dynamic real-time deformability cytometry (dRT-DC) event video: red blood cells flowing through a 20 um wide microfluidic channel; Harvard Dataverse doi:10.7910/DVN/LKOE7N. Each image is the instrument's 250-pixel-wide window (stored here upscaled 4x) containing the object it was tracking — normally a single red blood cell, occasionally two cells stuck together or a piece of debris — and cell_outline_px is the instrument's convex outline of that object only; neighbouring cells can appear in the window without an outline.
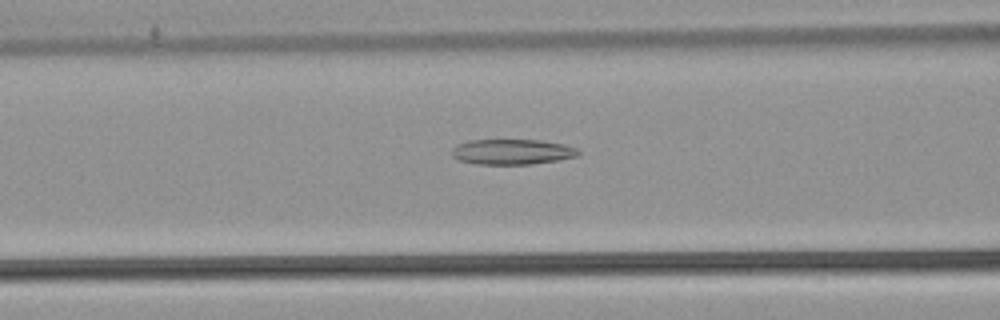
{"species": "common noctule bat (a hibernating species)", "species_latin": "Nyctalus noctula", "temperature_condition": "warm", "stored_images_in_passage": 49, "camera_frame_rate_fps": 3000, "um_per_image_px": 0.085, "animal": {"sex": "male", "body_mass_g": 21.5, "forearm_length_mm": 52.0}, "frame": {"image": 1, "passage_image": 18, "time_ms": 5.667, "image_size_px": [1000, 320], "cell_outline_px": [[580, 152], [576, 156], [560, 160], [532, 164], [476, 164], [460, 160], [452, 156], [452, 148], [456, 144], [468, 140], [540, 140], [564, 144], [576, 148]], "centroid_in_image_um": [43.52, 12.9], "position_along_channel_um": 123.1, "area_um2": 18.73}}
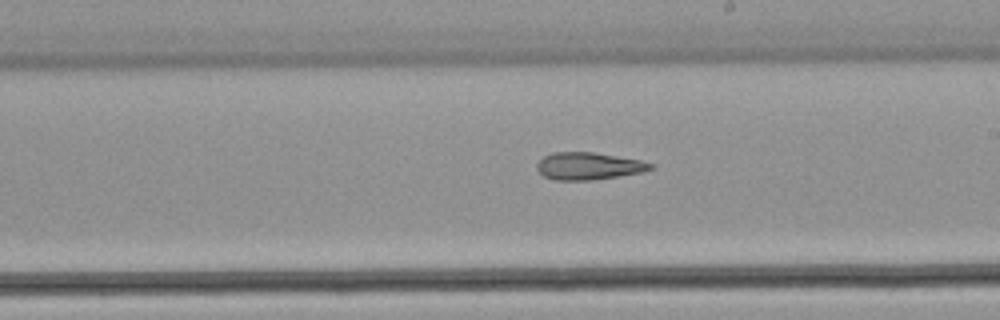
{"frame": {"image": 2, "passage_image": 27, "time_ms": 8.667, "image_size_px": [1000, 320], "cell_outline_px": [[656, 164], [652, 168], [640, 172], [592, 180], [556, 180], [544, 176], [536, 168], [536, 164], [544, 156], [552, 152], [592, 152], [640, 160]], "centroid_in_image_um": [50.0, 14.11], "position_along_channel_um": 239.0, "area_um2": 17.86}}
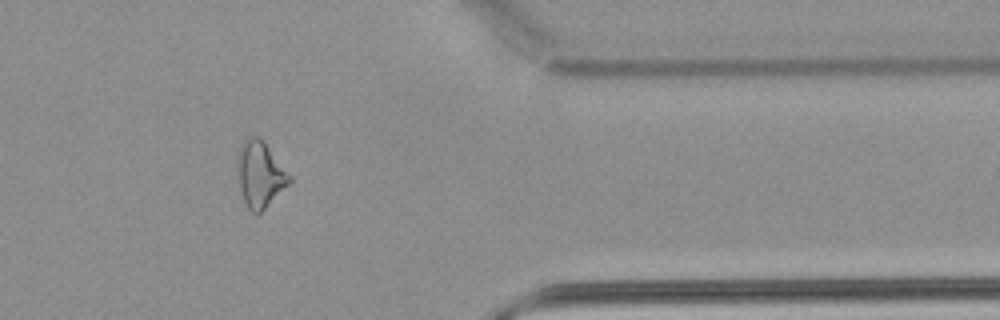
{"frame": {"image": 3, "passage_image": 40, "time_ms": 13.0, "image_size_px": [1000, 320], "cell_outline_px": [[292, 180], [260, 212], [252, 212], [248, 208], [244, 200], [240, 188], [240, 144], [248, 136], [256, 136], [264, 140], [292, 176]], "centroid_in_image_um": [22.16, 14.77], "position_along_channel_um": 389.2, "area_um2": 19.25}, "authors_computed_cell_mechanics": {"area_um2": 20.1722, "velocity_mm_per_s": 3.8731, "shape_relaxation_time_tau1_ms": null, "shape_relaxation_time_tau2_ms": 7.5053, "deformation_change_tau1": null, "deformation_change_tau2": 0.2229}}